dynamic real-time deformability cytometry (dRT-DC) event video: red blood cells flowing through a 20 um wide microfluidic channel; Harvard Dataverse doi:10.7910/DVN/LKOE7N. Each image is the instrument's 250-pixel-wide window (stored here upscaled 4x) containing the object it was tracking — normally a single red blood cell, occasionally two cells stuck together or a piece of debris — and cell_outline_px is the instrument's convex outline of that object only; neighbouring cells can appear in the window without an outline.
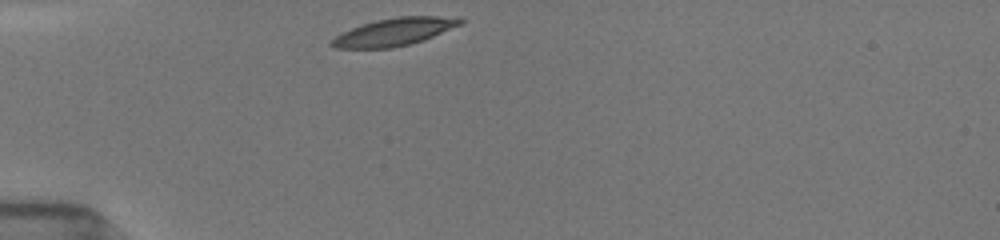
{"species": "common noctule bat (a hibernating species)", "species_latin": "Nyctalus noctula", "temperature_condition": "room temperature", "stored_images_in_passage": 5, "camera_frame_rate_fps": 3000, "um_per_image_px": 0.085, "animal": {"sex": "female", "body_mass_g": 19.5, "forearm_length_mm": 54.1}, "frame": {"image": 1, "passage_image": 1, "time_ms": 0.0, "image_size_px": [1000, 240], "cell_outline_px": [[464, 24], [424, 40], [392, 48], [336, 48], [328, 44], [336, 36], [352, 28], [376, 20], [400, 16], [436, 16], [464, 20]], "centroid_in_image_um": [33.53, 2.72], "position_along_channel_um": 51.5, "area_um2": 20.4}}
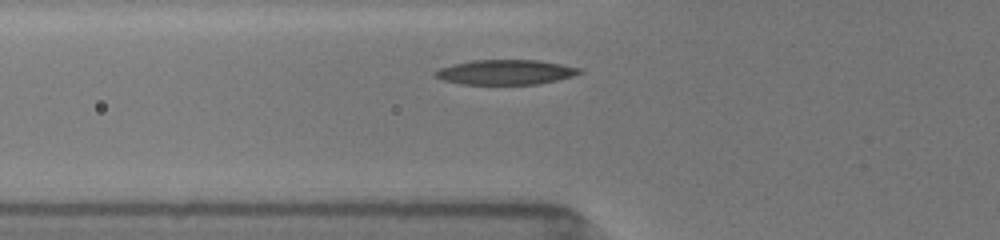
{"frame": {"image": 2, "passage_image": 4, "time_ms": 1.333, "image_size_px": [1000, 240], "cell_outline_px": [[584, 72], [572, 76], [540, 84], [460, 84], [444, 80], [432, 76], [432, 72], [440, 68], [452, 64], [472, 60], [540, 60], [580, 68]], "centroid_in_image_um": [42.93, 6.13], "position_along_channel_um": 82.9, "area_um2": 20.98}}